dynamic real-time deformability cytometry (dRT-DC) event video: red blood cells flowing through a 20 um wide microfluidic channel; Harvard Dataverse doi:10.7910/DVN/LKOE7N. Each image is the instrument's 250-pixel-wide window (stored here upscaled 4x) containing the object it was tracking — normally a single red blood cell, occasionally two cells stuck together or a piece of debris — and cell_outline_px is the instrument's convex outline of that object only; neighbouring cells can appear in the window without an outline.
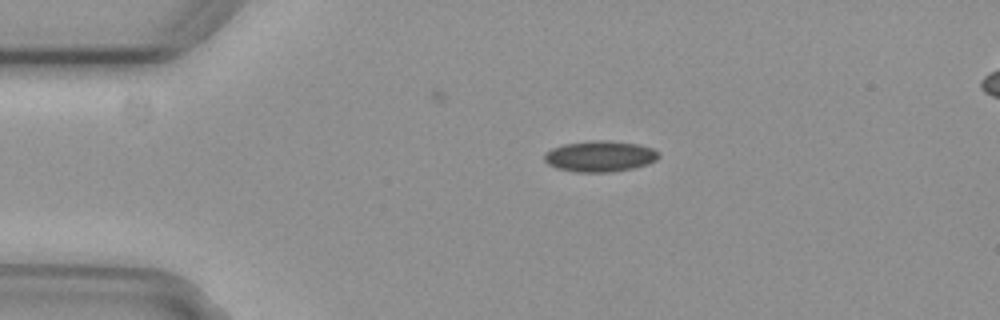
{"species": "common noctule bat (a hibernating species)", "species_latin": "Nyctalus noctula", "temperature_condition": "cold", "stored_images_in_passage": 4, "camera_frame_rate_fps": 3000, "um_per_image_px": 0.085, "animal": {"sex": "female", "body_mass_g": 29.2, "forearm_length_mm": 56.3}, "frame": {"image": 1, "passage_image": 4, "time_ms": 1.0, "image_size_px": [1000, 320], "cell_outline_px": [[660, 156], [656, 160], [648, 164], [632, 168], [612, 172], [576, 172], [556, 168], [548, 164], [544, 160], [544, 156], [552, 148], [564, 144], [592, 140], [608, 140], [636, 144], [652, 148], [660, 152]], "centroid_in_image_um": [51.01, 13.28], "position_along_channel_um": 34.0, "area_um2": 20.63}}